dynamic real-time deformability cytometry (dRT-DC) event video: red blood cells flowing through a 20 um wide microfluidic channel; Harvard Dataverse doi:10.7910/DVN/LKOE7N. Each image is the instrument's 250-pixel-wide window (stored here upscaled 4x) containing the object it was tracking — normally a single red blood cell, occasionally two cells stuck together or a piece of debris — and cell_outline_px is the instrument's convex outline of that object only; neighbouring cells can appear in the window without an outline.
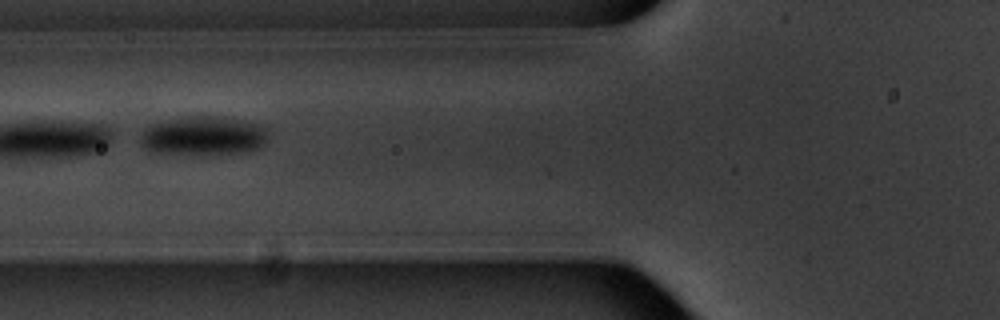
{"species": "common noctule bat (a hibernating species)", "species_latin": "Nyctalus noctula", "temperature_condition": "warm", "stored_images_in_passage": 16, "camera_frame_rate_fps": 3000, "um_per_image_px": 0.085, "animal": {"sex": "male", "body_mass_g": 20.1, "forearm_length_mm": 53.5}, "frame": {"image": 1, "passage_image": 7, "time_ms": 8.0, "image_size_px": [1000, 320], "cell_outline_px": [[268, 140], [260, 148], [244, 152], [200, 156], [184, 156], [152, 152], [144, 148], [140, 144], [140, 136], [144, 128], [148, 124], [164, 120], [200, 116], [216, 116], [248, 120], [260, 124], [268, 128]], "centroid_in_image_um": [17.29, 11.57], "position_along_channel_um": 108.5, "area_um2": 30.35}, "authors_computed_cell_mechanics": {"area_um2": 26.9926, "velocity_mm_per_s": 3.438, "shape_relaxation_time_tau1_ms": 5.8403, "shape_relaxation_time_tau2_ms": 5.7624, "deformation_change_tau1": 0.179, "deformation_change_tau2": 0.0293}}